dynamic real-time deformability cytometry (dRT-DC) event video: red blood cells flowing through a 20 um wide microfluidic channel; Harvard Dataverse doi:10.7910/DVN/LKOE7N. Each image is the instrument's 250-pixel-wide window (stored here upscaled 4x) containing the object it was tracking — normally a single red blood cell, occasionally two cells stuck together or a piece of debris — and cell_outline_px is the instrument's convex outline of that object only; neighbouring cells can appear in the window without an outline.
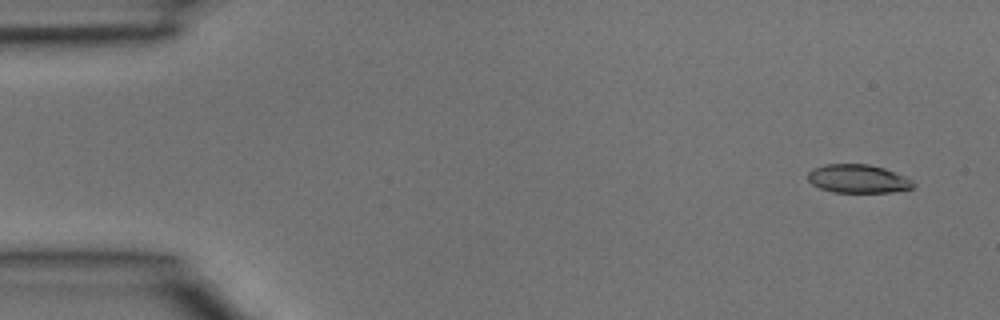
{"species": "common noctule bat (a hibernating species)", "species_latin": "Nyctalus noctula", "temperature_condition": "room temperature", "stored_images_in_passage": 4, "camera_frame_rate_fps": 3000, "um_per_image_px": 0.085, "animal": {"sex": "male", "body_mass_g": 15.6}, "frame": {"image": 1, "passage_image": 1, "time_ms": 0.0, "image_size_px": [1000, 320], "cell_outline_px": [[916, 184], [912, 188], [892, 192], [832, 192], [820, 188], [812, 184], [808, 180], [808, 172], [812, 168], [824, 164], [868, 164], [884, 168], [904, 176], [912, 180]], "centroid_in_image_um": [72.91, 15.19], "position_along_channel_um": 12.1, "area_um2": 17.51}}
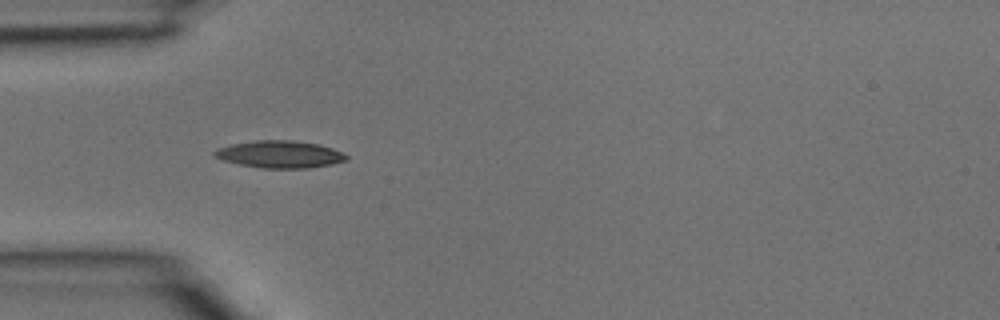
{"frame": {"image": 2, "passage_image": 4, "time_ms": 1.0, "image_size_px": [1000, 320], "cell_outline_px": [[348, 160], [332, 164], [308, 168], [264, 168], [240, 164], [224, 160], [216, 156], [212, 152], [216, 148], [232, 144], [256, 140], [292, 140], [316, 144], [332, 148], [348, 156]], "centroid_in_image_um": [23.78, 13.11], "position_along_channel_um": 61.2, "area_um2": 20.69}}